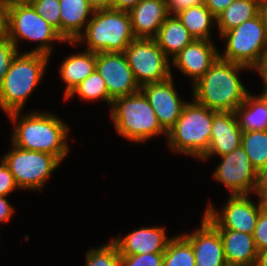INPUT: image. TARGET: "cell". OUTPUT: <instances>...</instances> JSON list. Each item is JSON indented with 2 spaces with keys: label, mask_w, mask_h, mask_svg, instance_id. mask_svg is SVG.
Instances as JSON below:
<instances>
[{
  "label": "cell",
  "mask_w": 267,
  "mask_h": 266,
  "mask_svg": "<svg viewBox=\"0 0 267 266\" xmlns=\"http://www.w3.org/2000/svg\"><path fill=\"white\" fill-rule=\"evenodd\" d=\"M21 115V111L7 114L15 124L11 143L24 150L56 156L63 162L69 153V126L54 113L31 111L25 116Z\"/></svg>",
  "instance_id": "obj_1"
},
{
  "label": "cell",
  "mask_w": 267,
  "mask_h": 266,
  "mask_svg": "<svg viewBox=\"0 0 267 266\" xmlns=\"http://www.w3.org/2000/svg\"><path fill=\"white\" fill-rule=\"evenodd\" d=\"M242 70L250 68L218 58L192 86L193 99L210 110L235 112L250 93L239 78Z\"/></svg>",
  "instance_id": "obj_2"
},
{
  "label": "cell",
  "mask_w": 267,
  "mask_h": 266,
  "mask_svg": "<svg viewBox=\"0 0 267 266\" xmlns=\"http://www.w3.org/2000/svg\"><path fill=\"white\" fill-rule=\"evenodd\" d=\"M49 59L40 53L19 52L15 56L0 85V109L5 114L23 111L27 99L42 82Z\"/></svg>",
  "instance_id": "obj_3"
},
{
  "label": "cell",
  "mask_w": 267,
  "mask_h": 266,
  "mask_svg": "<svg viewBox=\"0 0 267 266\" xmlns=\"http://www.w3.org/2000/svg\"><path fill=\"white\" fill-rule=\"evenodd\" d=\"M135 38L128 11L104 8L95 9L84 32L69 44L86 43L84 50L96 53L123 52Z\"/></svg>",
  "instance_id": "obj_4"
},
{
  "label": "cell",
  "mask_w": 267,
  "mask_h": 266,
  "mask_svg": "<svg viewBox=\"0 0 267 266\" xmlns=\"http://www.w3.org/2000/svg\"><path fill=\"white\" fill-rule=\"evenodd\" d=\"M216 113L194 99L187 102L175 125L167 132L166 142L171 151L200 161L209 149L212 121Z\"/></svg>",
  "instance_id": "obj_5"
},
{
  "label": "cell",
  "mask_w": 267,
  "mask_h": 266,
  "mask_svg": "<svg viewBox=\"0 0 267 266\" xmlns=\"http://www.w3.org/2000/svg\"><path fill=\"white\" fill-rule=\"evenodd\" d=\"M110 118L119 136L130 142L144 143L162 134L167 138V132L141 91L114 99Z\"/></svg>",
  "instance_id": "obj_6"
},
{
  "label": "cell",
  "mask_w": 267,
  "mask_h": 266,
  "mask_svg": "<svg viewBox=\"0 0 267 266\" xmlns=\"http://www.w3.org/2000/svg\"><path fill=\"white\" fill-rule=\"evenodd\" d=\"M6 36L16 47L22 40L38 42V45L27 53H40L49 57H51L53 42L66 43L59 32L38 15L30 3H9Z\"/></svg>",
  "instance_id": "obj_7"
},
{
  "label": "cell",
  "mask_w": 267,
  "mask_h": 266,
  "mask_svg": "<svg viewBox=\"0 0 267 266\" xmlns=\"http://www.w3.org/2000/svg\"><path fill=\"white\" fill-rule=\"evenodd\" d=\"M226 42L225 52L219 58L252 69L267 45V20L261 11L238 27L222 33Z\"/></svg>",
  "instance_id": "obj_8"
},
{
  "label": "cell",
  "mask_w": 267,
  "mask_h": 266,
  "mask_svg": "<svg viewBox=\"0 0 267 266\" xmlns=\"http://www.w3.org/2000/svg\"><path fill=\"white\" fill-rule=\"evenodd\" d=\"M11 151L1 160L13 175L19 189L41 190L61 161L53 155L21 149L11 144Z\"/></svg>",
  "instance_id": "obj_9"
},
{
  "label": "cell",
  "mask_w": 267,
  "mask_h": 266,
  "mask_svg": "<svg viewBox=\"0 0 267 266\" xmlns=\"http://www.w3.org/2000/svg\"><path fill=\"white\" fill-rule=\"evenodd\" d=\"M123 53L140 87L163 82L173 76L171 59L152 38H135Z\"/></svg>",
  "instance_id": "obj_10"
},
{
  "label": "cell",
  "mask_w": 267,
  "mask_h": 266,
  "mask_svg": "<svg viewBox=\"0 0 267 266\" xmlns=\"http://www.w3.org/2000/svg\"><path fill=\"white\" fill-rule=\"evenodd\" d=\"M258 203L251 200L249 194L230 195L222 210L217 211L209 203L203 216L217 230L240 231L252 235L261 209L265 206L261 195L257 194Z\"/></svg>",
  "instance_id": "obj_11"
},
{
  "label": "cell",
  "mask_w": 267,
  "mask_h": 266,
  "mask_svg": "<svg viewBox=\"0 0 267 266\" xmlns=\"http://www.w3.org/2000/svg\"><path fill=\"white\" fill-rule=\"evenodd\" d=\"M220 158L221 162L216 165L212 176L229 190L230 195L258 194L260 175L253 168L242 146Z\"/></svg>",
  "instance_id": "obj_12"
},
{
  "label": "cell",
  "mask_w": 267,
  "mask_h": 266,
  "mask_svg": "<svg viewBox=\"0 0 267 266\" xmlns=\"http://www.w3.org/2000/svg\"><path fill=\"white\" fill-rule=\"evenodd\" d=\"M96 70L106 83L112 100L140 91L123 52H97Z\"/></svg>",
  "instance_id": "obj_13"
},
{
  "label": "cell",
  "mask_w": 267,
  "mask_h": 266,
  "mask_svg": "<svg viewBox=\"0 0 267 266\" xmlns=\"http://www.w3.org/2000/svg\"><path fill=\"white\" fill-rule=\"evenodd\" d=\"M173 81V76H171L166 81L149 83L140 87V91L154 109L159 124L166 132L175 125L187 103L180 98Z\"/></svg>",
  "instance_id": "obj_14"
},
{
  "label": "cell",
  "mask_w": 267,
  "mask_h": 266,
  "mask_svg": "<svg viewBox=\"0 0 267 266\" xmlns=\"http://www.w3.org/2000/svg\"><path fill=\"white\" fill-rule=\"evenodd\" d=\"M219 58L212 40L194 39L171 58V65L192 80V86L211 68Z\"/></svg>",
  "instance_id": "obj_15"
},
{
  "label": "cell",
  "mask_w": 267,
  "mask_h": 266,
  "mask_svg": "<svg viewBox=\"0 0 267 266\" xmlns=\"http://www.w3.org/2000/svg\"><path fill=\"white\" fill-rule=\"evenodd\" d=\"M200 227L181 233L194 250L195 266H228L219 231L203 216Z\"/></svg>",
  "instance_id": "obj_16"
},
{
  "label": "cell",
  "mask_w": 267,
  "mask_h": 266,
  "mask_svg": "<svg viewBox=\"0 0 267 266\" xmlns=\"http://www.w3.org/2000/svg\"><path fill=\"white\" fill-rule=\"evenodd\" d=\"M242 130L235 112H217L213 116L210 145L207 153L200 159L209 160L216 155L221 157L241 146Z\"/></svg>",
  "instance_id": "obj_17"
},
{
  "label": "cell",
  "mask_w": 267,
  "mask_h": 266,
  "mask_svg": "<svg viewBox=\"0 0 267 266\" xmlns=\"http://www.w3.org/2000/svg\"><path fill=\"white\" fill-rule=\"evenodd\" d=\"M171 238L163 226H152L135 229L124 237L119 236L111 241L116 245L120 256H131L165 252Z\"/></svg>",
  "instance_id": "obj_18"
},
{
  "label": "cell",
  "mask_w": 267,
  "mask_h": 266,
  "mask_svg": "<svg viewBox=\"0 0 267 266\" xmlns=\"http://www.w3.org/2000/svg\"><path fill=\"white\" fill-rule=\"evenodd\" d=\"M136 38H154L166 17V0H141L129 11Z\"/></svg>",
  "instance_id": "obj_19"
},
{
  "label": "cell",
  "mask_w": 267,
  "mask_h": 266,
  "mask_svg": "<svg viewBox=\"0 0 267 266\" xmlns=\"http://www.w3.org/2000/svg\"><path fill=\"white\" fill-rule=\"evenodd\" d=\"M228 266H255L258 250L253 235L233 230H218Z\"/></svg>",
  "instance_id": "obj_20"
},
{
  "label": "cell",
  "mask_w": 267,
  "mask_h": 266,
  "mask_svg": "<svg viewBox=\"0 0 267 266\" xmlns=\"http://www.w3.org/2000/svg\"><path fill=\"white\" fill-rule=\"evenodd\" d=\"M59 4L61 36L66 42H75L84 32L95 8L87 0H59Z\"/></svg>",
  "instance_id": "obj_21"
},
{
  "label": "cell",
  "mask_w": 267,
  "mask_h": 266,
  "mask_svg": "<svg viewBox=\"0 0 267 266\" xmlns=\"http://www.w3.org/2000/svg\"><path fill=\"white\" fill-rule=\"evenodd\" d=\"M60 77L66 84V98L82 81L96 70V52L83 50L81 53L68 55L60 65Z\"/></svg>",
  "instance_id": "obj_22"
},
{
  "label": "cell",
  "mask_w": 267,
  "mask_h": 266,
  "mask_svg": "<svg viewBox=\"0 0 267 266\" xmlns=\"http://www.w3.org/2000/svg\"><path fill=\"white\" fill-rule=\"evenodd\" d=\"M168 58L178 54L194 40L176 15H168L153 38Z\"/></svg>",
  "instance_id": "obj_23"
},
{
  "label": "cell",
  "mask_w": 267,
  "mask_h": 266,
  "mask_svg": "<svg viewBox=\"0 0 267 266\" xmlns=\"http://www.w3.org/2000/svg\"><path fill=\"white\" fill-rule=\"evenodd\" d=\"M175 15L194 39L212 40L210 34L212 26L217 25L214 24L217 23V19L204 3L183 9Z\"/></svg>",
  "instance_id": "obj_24"
},
{
  "label": "cell",
  "mask_w": 267,
  "mask_h": 266,
  "mask_svg": "<svg viewBox=\"0 0 267 266\" xmlns=\"http://www.w3.org/2000/svg\"><path fill=\"white\" fill-rule=\"evenodd\" d=\"M260 11V0H234L216 17L219 35L238 27Z\"/></svg>",
  "instance_id": "obj_25"
},
{
  "label": "cell",
  "mask_w": 267,
  "mask_h": 266,
  "mask_svg": "<svg viewBox=\"0 0 267 266\" xmlns=\"http://www.w3.org/2000/svg\"><path fill=\"white\" fill-rule=\"evenodd\" d=\"M235 113L242 132L267 130V108L258 95L249 93Z\"/></svg>",
  "instance_id": "obj_26"
},
{
  "label": "cell",
  "mask_w": 267,
  "mask_h": 266,
  "mask_svg": "<svg viewBox=\"0 0 267 266\" xmlns=\"http://www.w3.org/2000/svg\"><path fill=\"white\" fill-rule=\"evenodd\" d=\"M241 146L253 168L261 175L267 169V130L242 132Z\"/></svg>",
  "instance_id": "obj_27"
},
{
  "label": "cell",
  "mask_w": 267,
  "mask_h": 266,
  "mask_svg": "<svg viewBox=\"0 0 267 266\" xmlns=\"http://www.w3.org/2000/svg\"><path fill=\"white\" fill-rule=\"evenodd\" d=\"M78 95L82 101H103L107 104L112 105L113 100L111 99L106 83L100 76L97 70L89 75L84 81H82L75 89L66 97L64 100L73 98ZM100 99V100H99Z\"/></svg>",
  "instance_id": "obj_28"
},
{
  "label": "cell",
  "mask_w": 267,
  "mask_h": 266,
  "mask_svg": "<svg viewBox=\"0 0 267 266\" xmlns=\"http://www.w3.org/2000/svg\"><path fill=\"white\" fill-rule=\"evenodd\" d=\"M163 266H195L194 250L182 234L170 239L164 252Z\"/></svg>",
  "instance_id": "obj_29"
},
{
  "label": "cell",
  "mask_w": 267,
  "mask_h": 266,
  "mask_svg": "<svg viewBox=\"0 0 267 266\" xmlns=\"http://www.w3.org/2000/svg\"><path fill=\"white\" fill-rule=\"evenodd\" d=\"M85 260L86 266H121V256L112 241L98 248H90Z\"/></svg>",
  "instance_id": "obj_30"
},
{
  "label": "cell",
  "mask_w": 267,
  "mask_h": 266,
  "mask_svg": "<svg viewBox=\"0 0 267 266\" xmlns=\"http://www.w3.org/2000/svg\"><path fill=\"white\" fill-rule=\"evenodd\" d=\"M38 15L45 19L61 35L59 0H34L30 3Z\"/></svg>",
  "instance_id": "obj_31"
},
{
  "label": "cell",
  "mask_w": 267,
  "mask_h": 266,
  "mask_svg": "<svg viewBox=\"0 0 267 266\" xmlns=\"http://www.w3.org/2000/svg\"><path fill=\"white\" fill-rule=\"evenodd\" d=\"M18 48L7 36L0 38V85L15 56L21 52Z\"/></svg>",
  "instance_id": "obj_32"
},
{
  "label": "cell",
  "mask_w": 267,
  "mask_h": 266,
  "mask_svg": "<svg viewBox=\"0 0 267 266\" xmlns=\"http://www.w3.org/2000/svg\"><path fill=\"white\" fill-rule=\"evenodd\" d=\"M164 252L121 256V266H163Z\"/></svg>",
  "instance_id": "obj_33"
},
{
  "label": "cell",
  "mask_w": 267,
  "mask_h": 266,
  "mask_svg": "<svg viewBox=\"0 0 267 266\" xmlns=\"http://www.w3.org/2000/svg\"><path fill=\"white\" fill-rule=\"evenodd\" d=\"M253 237L257 250L267 249V207L264 206L258 216Z\"/></svg>",
  "instance_id": "obj_34"
},
{
  "label": "cell",
  "mask_w": 267,
  "mask_h": 266,
  "mask_svg": "<svg viewBox=\"0 0 267 266\" xmlns=\"http://www.w3.org/2000/svg\"><path fill=\"white\" fill-rule=\"evenodd\" d=\"M0 161V196H9L11 192L19 188L8 167L2 160Z\"/></svg>",
  "instance_id": "obj_35"
},
{
  "label": "cell",
  "mask_w": 267,
  "mask_h": 266,
  "mask_svg": "<svg viewBox=\"0 0 267 266\" xmlns=\"http://www.w3.org/2000/svg\"><path fill=\"white\" fill-rule=\"evenodd\" d=\"M167 11L169 15H175L183 9L198 6L204 3V0H166Z\"/></svg>",
  "instance_id": "obj_36"
},
{
  "label": "cell",
  "mask_w": 267,
  "mask_h": 266,
  "mask_svg": "<svg viewBox=\"0 0 267 266\" xmlns=\"http://www.w3.org/2000/svg\"><path fill=\"white\" fill-rule=\"evenodd\" d=\"M234 0H204L205 6L211 13L217 17L224 11Z\"/></svg>",
  "instance_id": "obj_37"
},
{
  "label": "cell",
  "mask_w": 267,
  "mask_h": 266,
  "mask_svg": "<svg viewBox=\"0 0 267 266\" xmlns=\"http://www.w3.org/2000/svg\"><path fill=\"white\" fill-rule=\"evenodd\" d=\"M6 197L7 196H0V224L8 222L15 212L13 206Z\"/></svg>",
  "instance_id": "obj_38"
},
{
  "label": "cell",
  "mask_w": 267,
  "mask_h": 266,
  "mask_svg": "<svg viewBox=\"0 0 267 266\" xmlns=\"http://www.w3.org/2000/svg\"><path fill=\"white\" fill-rule=\"evenodd\" d=\"M252 69H255L257 73H259V76L263 81V86L267 87V45L262 51L259 61Z\"/></svg>",
  "instance_id": "obj_39"
},
{
  "label": "cell",
  "mask_w": 267,
  "mask_h": 266,
  "mask_svg": "<svg viewBox=\"0 0 267 266\" xmlns=\"http://www.w3.org/2000/svg\"><path fill=\"white\" fill-rule=\"evenodd\" d=\"M9 3L7 0H0V38L7 33V10Z\"/></svg>",
  "instance_id": "obj_40"
},
{
  "label": "cell",
  "mask_w": 267,
  "mask_h": 266,
  "mask_svg": "<svg viewBox=\"0 0 267 266\" xmlns=\"http://www.w3.org/2000/svg\"><path fill=\"white\" fill-rule=\"evenodd\" d=\"M139 1L141 0H112L111 8L129 12Z\"/></svg>",
  "instance_id": "obj_41"
},
{
  "label": "cell",
  "mask_w": 267,
  "mask_h": 266,
  "mask_svg": "<svg viewBox=\"0 0 267 266\" xmlns=\"http://www.w3.org/2000/svg\"><path fill=\"white\" fill-rule=\"evenodd\" d=\"M95 9L111 8L112 0H87Z\"/></svg>",
  "instance_id": "obj_42"
},
{
  "label": "cell",
  "mask_w": 267,
  "mask_h": 266,
  "mask_svg": "<svg viewBox=\"0 0 267 266\" xmlns=\"http://www.w3.org/2000/svg\"><path fill=\"white\" fill-rule=\"evenodd\" d=\"M255 266H267V249L258 251Z\"/></svg>",
  "instance_id": "obj_43"
},
{
  "label": "cell",
  "mask_w": 267,
  "mask_h": 266,
  "mask_svg": "<svg viewBox=\"0 0 267 266\" xmlns=\"http://www.w3.org/2000/svg\"><path fill=\"white\" fill-rule=\"evenodd\" d=\"M259 190H267V169L260 175Z\"/></svg>",
  "instance_id": "obj_44"
},
{
  "label": "cell",
  "mask_w": 267,
  "mask_h": 266,
  "mask_svg": "<svg viewBox=\"0 0 267 266\" xmlns=\"http://www.w3.org/2000/svg\"><path fill=\"white\" fill-rule=\"evenodd\" d=\"M260 9L263 17L267 20V0H260Z\"/></svg>",
  "instance_id": "obj_45"
},
{
  "label": "cell",
  "mask_w": 267,
  "mask_h": 266,
  "mask_svg": "<svg viewBox=\"0 0 267 266\" xmlns=\"http://www.w3.org/2000/svg\"><path fill=\"white\" fill-rule=\"evenodd\" d=\"M263 87H264L262 90L263 92L258 96L264 101L266 108H267V87L266 86H263Z\"/></svg>",
  "instance_id": "obj_46"
},
{
  "label": "cell",
  "mask_w": 267,
  "mask_h": 266,
  "mask_svg": "<svg viewBox=\"0 0 267 266\" xmlns=\"http://www.w3.org/2000/svg\"><path fill=\"white\" fill-rule=\"evenodd\" d=\"M33 1L34 0H7L8 3H16V4H27Z\"/></svg>",
  "instance_id": "obj_47"
},
{
  "label": "cell",
  "mask_w": 267,
  "mask_h": 266,
  "mask_svg": "<svg viewBox=\"0 0 267 266\" xmlns=\"http://www.w3.org/2000/svg\"><path fill=\"white\" fill-rule=\"evenodd\" d=\"M261 197L263 198L264 200V203H265V206L267 207V190H259L258 192Z\"/></svg>",
  "instance_id": "obj_48"
}]
</instances>
